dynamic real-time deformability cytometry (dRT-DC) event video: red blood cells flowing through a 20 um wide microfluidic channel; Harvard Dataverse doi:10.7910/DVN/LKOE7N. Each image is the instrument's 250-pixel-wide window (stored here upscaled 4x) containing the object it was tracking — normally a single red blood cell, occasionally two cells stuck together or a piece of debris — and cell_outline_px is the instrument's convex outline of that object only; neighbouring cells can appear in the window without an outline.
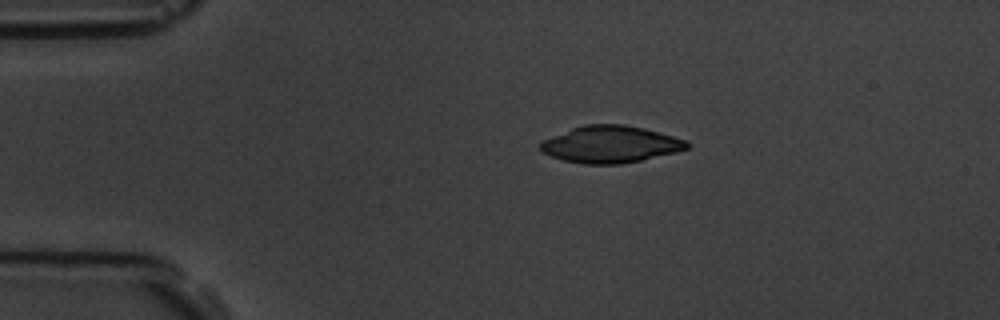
{"species": "common noctule bat (a hibernating species)", "species_latin": "Nyctalus noctula", "temperature_condition": "room temperature", "stored_images_in_passage": 2, "camera_frame_rate_fps": 3000, "um_per_image_px": 0.085, "animal": {"sex": "male", "body_mass_g": 19.5, "forearm_length_mm": 54.6}, "frame": {"image": 1, "passage_image": 1, "time_ms": 0.0, "image_size_px": [1000, 320], "cell_outline_px": [[688, 148], [676, 152], [640, 160], [620, 164], [584, 164], [564, 160], [552, 156], [544, 152], [540, 148], [540, 140], [572, 128], [584, 124], [624, 124], [644, 128], [688, 140]], "centroid_in_image_um": [51.88, 12.26], "position_along_channel_um": 33.1, "area_um2": 31.44}}